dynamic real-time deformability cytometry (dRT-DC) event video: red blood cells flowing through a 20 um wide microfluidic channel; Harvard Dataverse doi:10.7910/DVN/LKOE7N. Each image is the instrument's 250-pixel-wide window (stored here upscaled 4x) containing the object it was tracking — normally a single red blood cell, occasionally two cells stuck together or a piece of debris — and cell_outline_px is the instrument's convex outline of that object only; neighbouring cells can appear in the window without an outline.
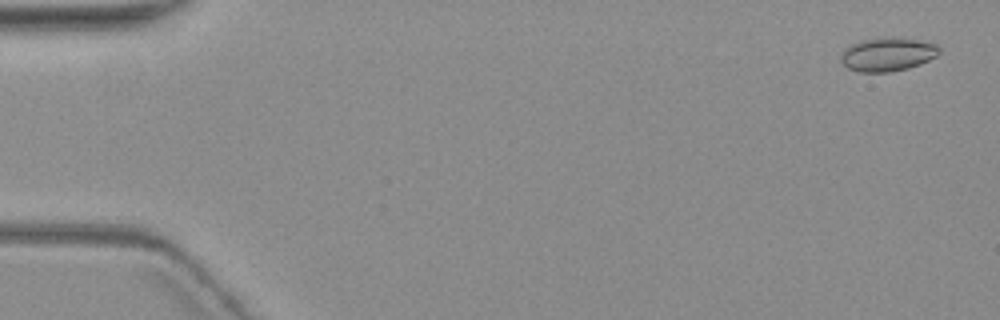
{"species": "common noctule bat (a hibernating species)", "species_latin": "Nyctalus noctula", "temperature_condition": "warm", "stored_images_in_passage": 5, "camera_frame_rate_fps": 3000, "um_per_image_px": 0.085, "animal": {"sex": "female", "body_mass_g": 19.3, "forearm_length_mm": 54.1}, "frame": {"image": 1, "passage_image": 1, "time_ms": 0.0, "image_size_px": [1000, 320], "cell_outline_px": [[940, 52], [936, 56], [920, 64], [908, 68], [888, 72], [860, 72], [848, 68], [840, 60], [840, 56], [844, 48], [860, 40], [892, 36], [920, 40], [936, 44], [940, 48]], "centroid_in_image_um": [75.44, 4.6], "position_along_channel_um": 9.6, "area_um2": 19.42}}